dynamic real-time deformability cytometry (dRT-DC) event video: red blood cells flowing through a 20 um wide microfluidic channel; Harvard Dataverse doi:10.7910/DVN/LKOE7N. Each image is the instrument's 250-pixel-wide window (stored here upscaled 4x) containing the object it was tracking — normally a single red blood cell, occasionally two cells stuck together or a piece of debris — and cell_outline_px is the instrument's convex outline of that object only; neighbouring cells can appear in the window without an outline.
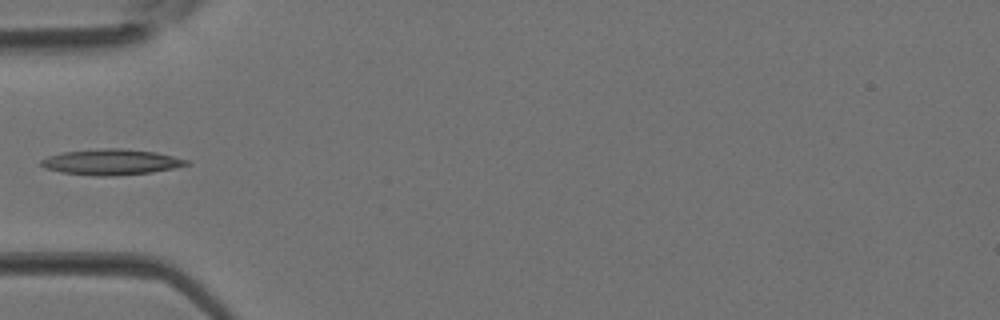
{"species": "Egyptian fruit bat (a non-hibernating species)", "species_latin": "Rousettus aegyptiacus", "temperature_condition": "room temperature", "stored_images_in_passage": 5, "camera_frame_rate_fps": 3000, "um_per_image_px": 0.085, "animal": {"sex": "female"}, "frame": {"image": 1, "passage_image": 5, "time_ms": 1.333, "image_size_px": [1000, 320], "cell_outline_px": [[192, 164], [152, 172], [116, 176], [92, 176], [60, 172], [44, 168], [40, 164], [40, 160], [48, 156], [64, 152], [100, 148], [120, 148], [156, 152], [188, 160]], "centroid_in_image_um": [9.43, 13.78], "position_along_channel_um": 75.6, "area_um2": 21.91}}